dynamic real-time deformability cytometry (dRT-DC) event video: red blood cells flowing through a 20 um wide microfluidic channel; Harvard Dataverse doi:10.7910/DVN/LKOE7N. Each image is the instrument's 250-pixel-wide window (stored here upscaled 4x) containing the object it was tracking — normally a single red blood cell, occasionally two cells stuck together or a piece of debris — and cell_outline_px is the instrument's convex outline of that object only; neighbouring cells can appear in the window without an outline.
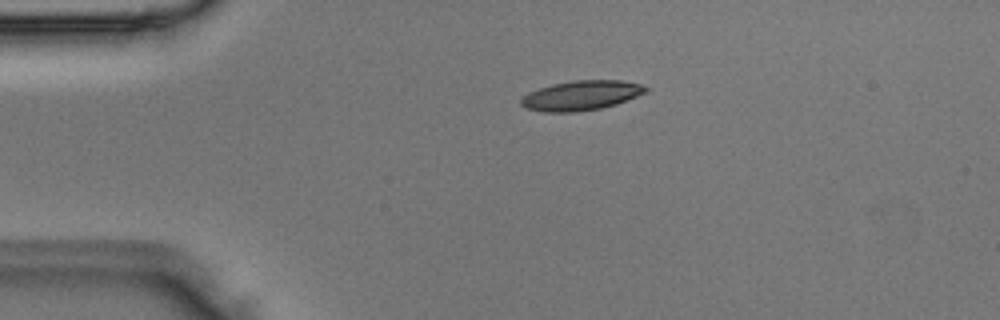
{"species": "Egyptian fruit bat (a non-hibernating species)", "species_latin": "Rousettus aegyptiacus", "temperature_condition": "room temperature", "stored_images_in_passage": 4, "camera_frame_rate_fps": 3000, "um_per_image_px": 0.085, "animal": {"sex": "male"}, "frame": {"image": 1, "passage_image": 3, "time_ms": 0.667, "image_size_px": [1000, 320], "cell_outline_px": [[648, 92], [616, 104], [600, 108], [576, 112], [544, 112], [524, 108], [520, 104], [520, 100], [528, 92], [552, 84], [572, 80], [620, 80], [640, 84], [648, 88]], "centroid_in_image_um": [49.38, 8.11], "position_along_channel_um": 35.6, "area_um2": 21.62}}